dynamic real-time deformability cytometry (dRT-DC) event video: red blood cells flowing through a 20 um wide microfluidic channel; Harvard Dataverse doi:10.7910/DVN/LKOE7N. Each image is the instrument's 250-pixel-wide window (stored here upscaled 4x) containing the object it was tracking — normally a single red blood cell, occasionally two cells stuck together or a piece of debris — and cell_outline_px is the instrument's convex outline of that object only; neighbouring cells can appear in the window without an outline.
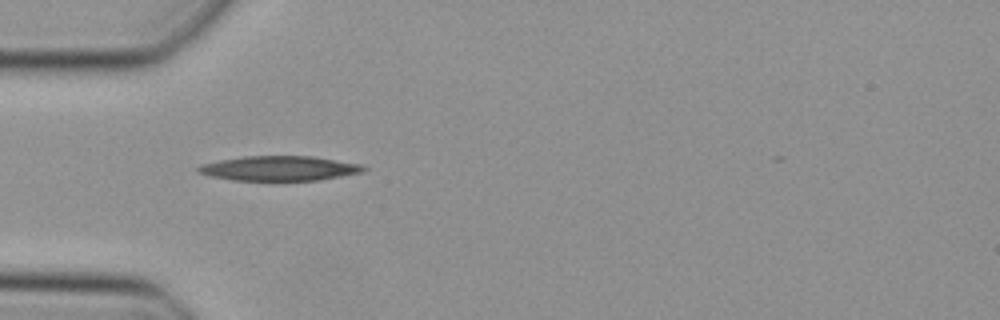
{"species": "Egyptian fruit bat (a non-hibernating species)", "species_latin": "Rousettus aegyptiacus", "temperature_condition": "cold", "stored_images_in_passage": 35, "camera_frame_rate_fps": 3000, "um_per_image_px": 0.085, "animal": {"sex": "female"}, "frame": {"image": 1, "passage_image": 1, "time_ms": 0.0, "image_size_px": [1000, 320], "cell_outline_px": [[368, 168], [360, 172], [340, 176], [316, 180], [232, 180], [212, 176], [196, 172], [196, 168], [200, 164], [220, 160], [244, 156], [312, 156], [360, 164]], "centroid_in_image_um": [23.69, 14.3], "position_along_channel_um": 61.3, "area_um2": 23.58}}
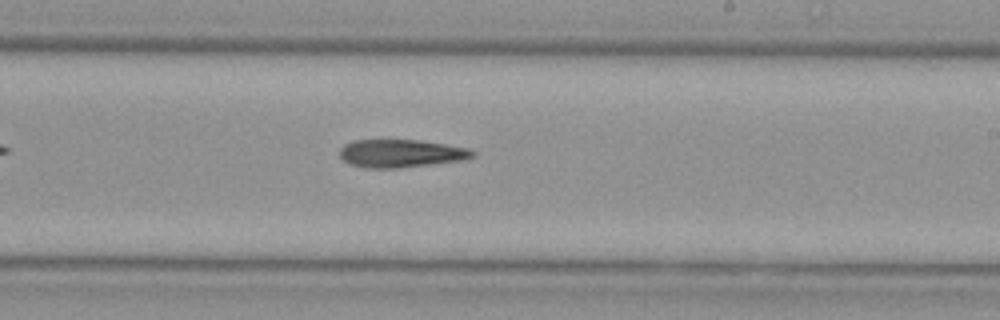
{"frame": {"image": 2, "passage_image": 15, "time_ms": 4.667, "image_size_px": [1000, 320], "cell_outline_px": [[476, 156], [460, 160], [396, 168], [364, 168], [348, 164], [340, 156], [340, 148], [344, 144], [352, 140], [420, 140], [468, 148], [476, 152]], "centroid_in_image_um": [34.03, 13.03], "position_along_channel_um": 255.0, "area_um2": 21.56}}
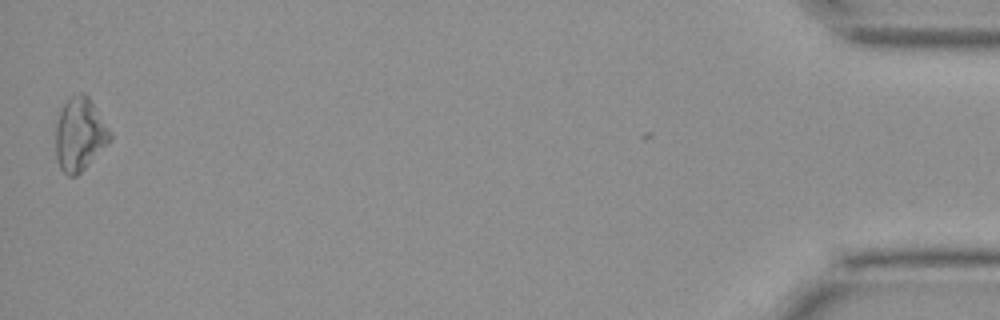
{"frame": {"image": 3, "passage_image": 34, "time_ms": 11.0, "image_size_px": [1000, 320], "cell_outline_px": [[112, 140], [76, 176], [68, 176], [60, 168], [56, 156], [56, 124], [60, 112], [68, 96], [80, 92], [84, 92], [88, 96], [112, 132]], "centroid_in_image_um": [6.79, 11.39], "position_along_channel_um": 428.4, "area_um2": 23.18}}